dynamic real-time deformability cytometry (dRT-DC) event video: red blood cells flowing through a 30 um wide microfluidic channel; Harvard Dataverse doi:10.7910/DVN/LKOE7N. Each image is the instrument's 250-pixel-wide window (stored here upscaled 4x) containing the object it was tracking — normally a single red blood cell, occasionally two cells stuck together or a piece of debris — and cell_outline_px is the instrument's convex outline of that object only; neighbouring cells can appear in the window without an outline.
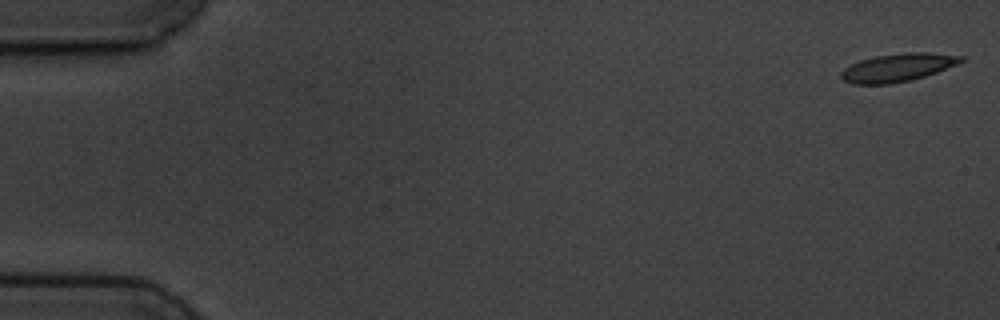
{"species": "common noctule bat (a hibernating species)", "species_latin": "Nyctalus noctula", "temperature_condition": "cold", "stored_images_in_passage": 5, "camera_frame_rate_fps": 3000, "um_per_image_px": 0.085, "animal": {"sex": "male", "body_mass_g": 19.5, "forearm_length_mm": 54.6}, "frame": {"image": 1, "passage_image": 1, "time_ms": 0.0, "image_size_px": [1000, 320], "cell_outline_px": [[964, 60], [956, 64], [936, 72], [924, 76], [908, 80], [888, 84], [852, 84], [844, 80], [840, 76], [840, 72], [844, 68], [860, 60], [876, 56], [908, 52], [928, 52], [964, 56]], "centroid_in_image_um": [76.28, 5.73], "position_along_channel_um": 8.7, "area_um2": 19.36}}
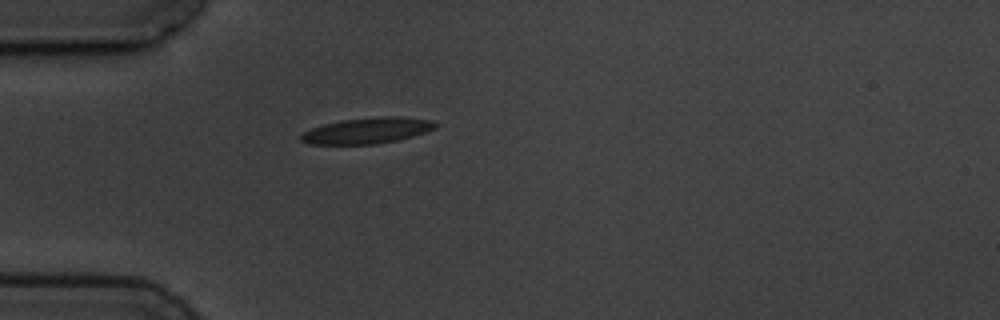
{"frame": {"image": 2, "passage_image": 5, "time_ms": 5.0, "image_size_px": [1000, 320], "cell_outline_px": [[436, 128], [412, 136], [396, 140], [376, 144], [308, 144], [300, 140], [300, 136], [304, 132], [312, 128], [324, 124], [344, 120], [384, 116], [396, 116], [432, 120], [436, 124]], "centroid_in_image_um": [31.2, 11.1], "position_along_channel_um": 53.8, "area_um2": 20.0}}